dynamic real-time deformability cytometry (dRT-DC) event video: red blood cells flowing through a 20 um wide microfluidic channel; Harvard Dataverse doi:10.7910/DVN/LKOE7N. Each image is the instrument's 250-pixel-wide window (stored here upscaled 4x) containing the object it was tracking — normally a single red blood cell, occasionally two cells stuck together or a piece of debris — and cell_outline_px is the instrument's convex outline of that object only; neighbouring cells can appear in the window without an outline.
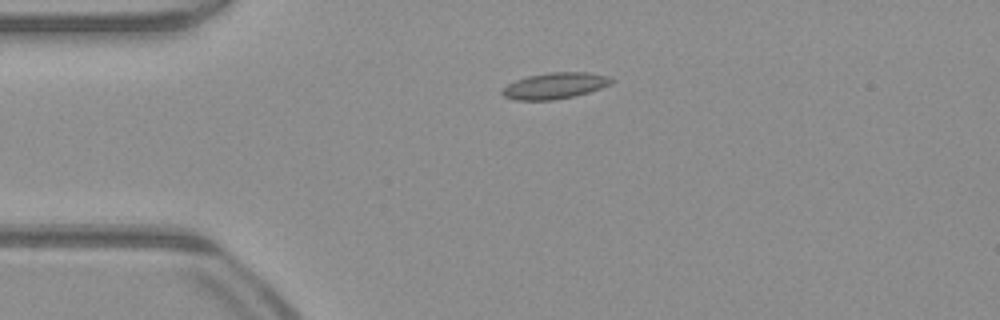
{"species": "common noctule bat (a hibernating species)", "species_latin": "Nyctalus noctula", "temperature_condition": "warm", "stored_images_in_passage": 40, "camera_frame_rate_fps": 3000, "um_per_image_px": 0.085, "animal": {"sex": "male", "body_mass_g": 23.1, "forearm_length_mm": 52.7}, "frame": {"image": 1, "passage_image": 1, "time_ms": 0.0, "image_size_px": [1000, 320], "cell_outline_px": [[616, 80], [612, 84], [588, 92], [556, 100], [516, 100], [504, 96], [500, 92], [508, 84], [516, 80], [528, 76], [548, 72], [588, 72], [612, 76]], "centroid_in_image_um": [47.22, 7.27], "position_along_channel_um": 37.8, "area_um2": 16.76}}
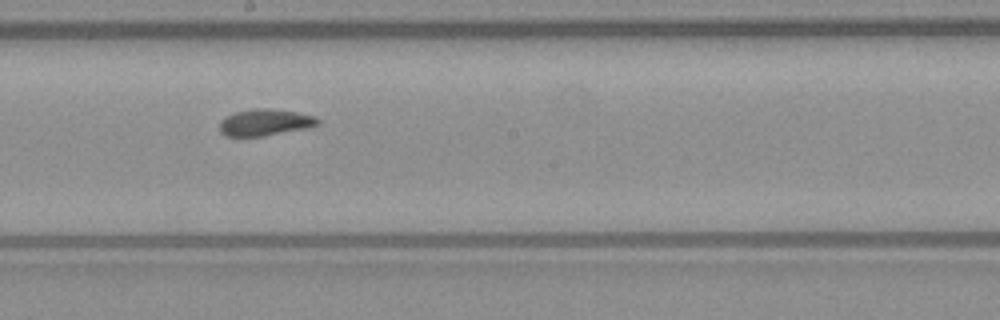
{"frame": {"image": 2, "passage_image": 17, "time_ms": 5.333, "image_size_px": [1000, 320], "cell_outline_px": [[320, 124], [312, 128], [264, 136], [228, 136], [220, 132], [220, 120], [236, 112], [252, 108], [268, 108], [296, 112], [316, 116], [320, 120]], "centroid_in_image_um": [22.6, 10.41], "position_along_channel_um": 225.6, "area_um2": 15.43}}
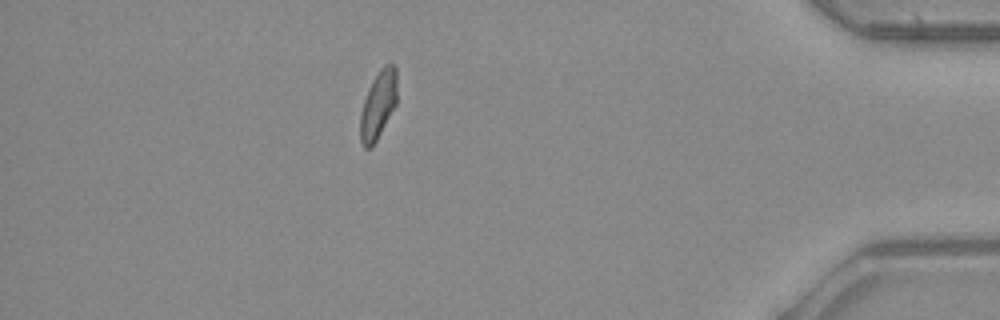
{"frame": {"image": 3, "passage_image": 34, "time_ms": 11.0, "image_size_px": [1000, 320], "cell_outline_px": [[396, 104], [372, 148], [364, 148], [360, 144], [360, 112], [368, 88], [372, 80], [380, 68], [384, 64], [392, 64], [396, 68]], "centroid_in_image_um": [32.12, 8.93], "position_along_channel_um": 403.1, "area_um2": 14.62}, "authors_computed_cell_mechanics": {"area_um2": 15.2881, "velocity_mm_per_s": 4.0348, "shape_relaxation_time_tau1_ms": null, "shape_relaxation_time_tau2_ms": 2.0429, "deformation_change_tau1": null, "deformation_change_tau2": 0.0649}}